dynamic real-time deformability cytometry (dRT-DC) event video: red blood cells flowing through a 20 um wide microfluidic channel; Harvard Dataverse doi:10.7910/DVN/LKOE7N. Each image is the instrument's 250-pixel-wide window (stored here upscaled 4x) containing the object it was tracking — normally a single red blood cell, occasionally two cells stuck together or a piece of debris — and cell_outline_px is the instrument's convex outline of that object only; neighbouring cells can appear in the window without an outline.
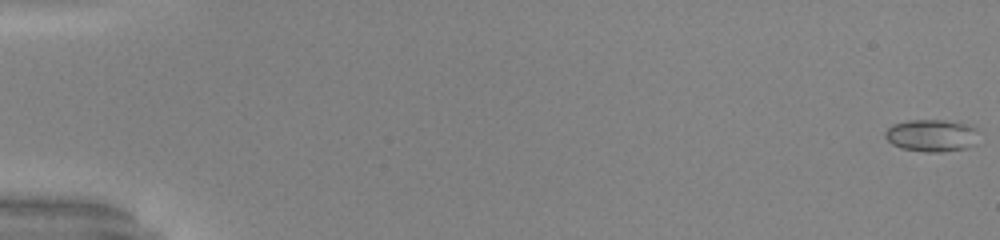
{"species": "common noctule bat (a hibernating species)", "species_latin": "Nyctalus noctula", "temperature_condition": "warm", "stored_images_in_passage": 53, "camera_frame_rate_fps": 3000, "um_per_image_px": 0.085, "animal": {"sex": "male", "body_mass_g": 20.0, "forearm_length_mm": 53.3}, "frame": {"image": 1, "passage_image": 1, "time_ms": 0.0, "image_size_px": [1000, 240], "cell_outline_px": [[984, 132], [976, 144], [968, 148], [940, 152], [924, 152], [900, 148], [892, 144], [884, 136], [884, 132], [892, 124], [908, 120], [944, 120], [972, 124]], "centroid_in_image_um": [79.3, 11.51], "position_along_channel_um": 5.7, "area_um2": 18.38}}
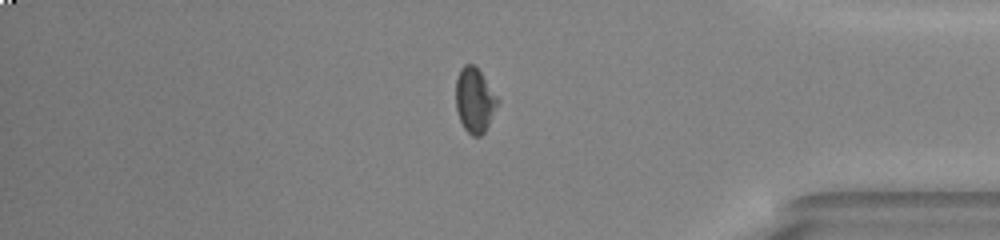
{"frame": {"image": 2, "passage_image": 45, "time_ms": 14.667, "image_size_px": [1000, 240], "cell_outline_px": [[500, 100], [484, 132], [480, 136], [472, 136], [464, 128], [460, 120], [456, 108], [456, 80], [460, 68], [464, 64], [472, 64], [480, 72]], "centroid_in_image_um": [40.33, 8.51], "position_along_channel_um": 394.9, "area_um2": 15.55}}
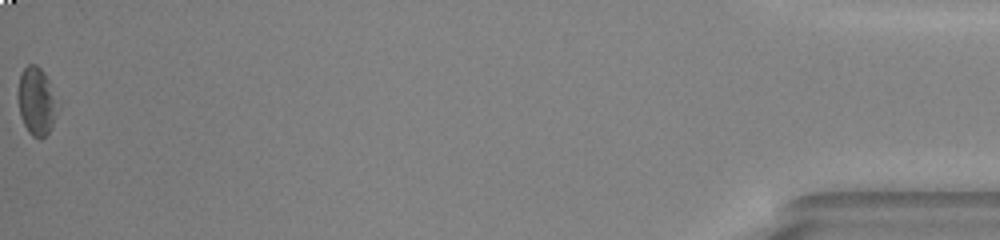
{"frame": {"image": 3, "passage_image": 53, "time_ms": 17.333, "image_size_px": [1000, 240], "cell_outline_px": [[60, 108], [48, 132], [40, 140], [32, 136], [28, 132], [20, 116], [16, 96], [20, 76], [24, 68], [28, 64], [36, 64], [44, 72], [48, 80]], "centroid_in_image_um": [3.09, 8.62], "position_along_channel_um": 432.1, "area_um2": 15.9}, "authors_computed_cell_mechanics": {"area_um2": 15.8372, "velocity_mm_per_s": 4.0687, "shape_relaxation_time_tau1_ms": 11.3559, "shape_relaxation_time_tau2_ms": 0.6279, "deformation_change_tau1": 0.2247, "deformation_change_tau2": 0.0473}}